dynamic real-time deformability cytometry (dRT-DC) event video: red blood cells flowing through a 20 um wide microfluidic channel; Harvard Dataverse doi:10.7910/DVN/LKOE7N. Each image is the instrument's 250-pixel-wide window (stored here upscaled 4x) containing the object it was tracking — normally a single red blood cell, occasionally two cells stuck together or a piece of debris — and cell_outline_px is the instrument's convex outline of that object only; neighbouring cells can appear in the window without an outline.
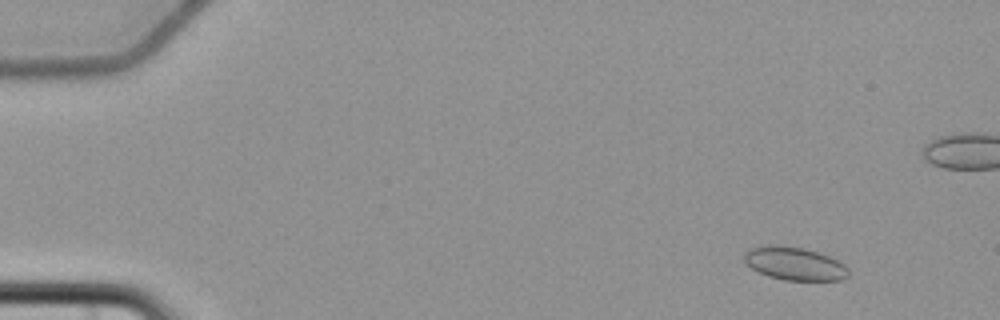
{"species": "common noctule bat (a hibernating species)", "species_latin": "Nyctalus noctula", "temperature_condition": "cold", "stored_images_in_passage": 8, "segment_of_instrument_passage": [1, 2], "camera_frame_rate_fps": 3000, "um_per_image_px": 0.085, "animal": {"sex": "female", "body_mass_g": 22.7, "forearm_length_mm": 54.2}, "frame": {"image": 1, "passage_image": 1, "time_ms": 0.0, "image_size_px": [1000, 320], "cell_outline_px": [[848, 276], [840, 280], [784, 280], [768, 276], [744, 264], [744, 252], [752, 248], [764, 244], [776, 244], [804, 248], [828, 256], [844, 264], [848, 268]], "centroid_in_image_um": [67.49, 22.39], "position_along_channel_um": 17.5, "area_um2": 20.17}}
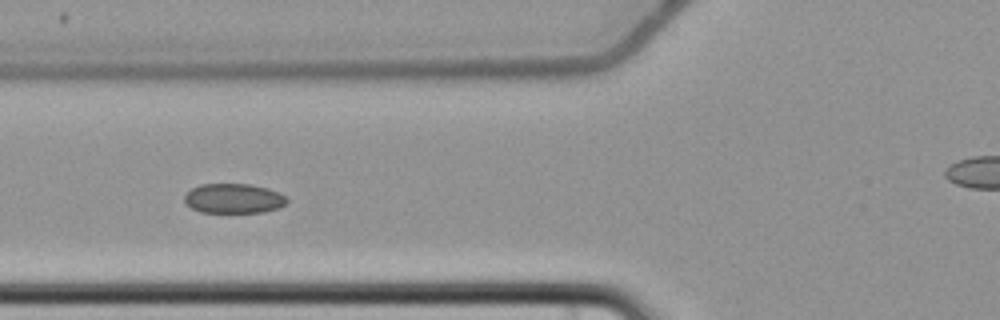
{"frame": {"image": 2, "passage_image": 6, "time_ms": 6.0, "image_size_px": [1000, 320], "cell_outline_px": [[288, 200], [280, 208], [264, 212], [200, 212], [192, 208], [184, 200], [184, 196], [192, 188], [200, 184], [252, 184], [268, 188], [280, 192]], "centroid_in_image_um": [19.88, 16.86], "position_along_channel_um": 105.9, "area_um2": 17.74}}
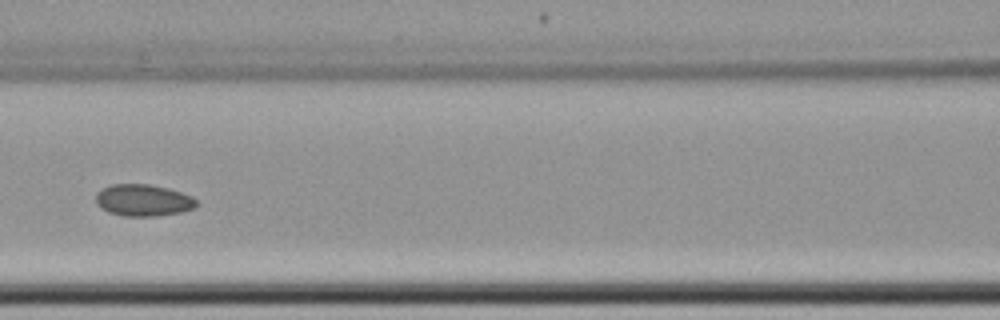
{"frame": {"image": 3, "passage_image": 7, "time_ms": 7.333, "image_size_px": [1000, 320], "cell_outline_px": [[196, 204], [192, 208], [180, 212], [152, 216], [124, 216], [108, 212], [100, 208], [96, 204], [96, 192], [112, 184], [148, 184], [168, 188], [192, 196], [196, 200]], "centroid_in_image_um": [12.12, 17.02], "position_along_channel_um": 154.5, "area_um2": 18.5}}